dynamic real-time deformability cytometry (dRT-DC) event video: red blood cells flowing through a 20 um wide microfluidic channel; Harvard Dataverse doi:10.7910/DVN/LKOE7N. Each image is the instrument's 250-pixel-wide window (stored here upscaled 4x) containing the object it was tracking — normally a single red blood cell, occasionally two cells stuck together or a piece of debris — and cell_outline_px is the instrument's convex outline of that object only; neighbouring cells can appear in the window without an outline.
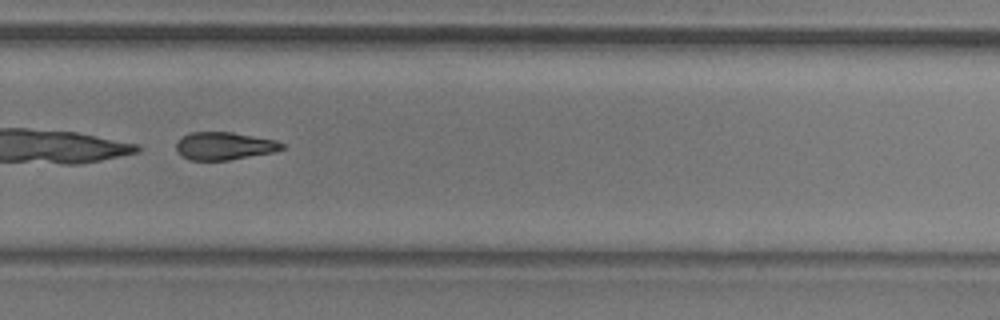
{"species": "common noctule bat (a hibernating species)", "species_latin": "Nyctalus noctula", "temperature_condition": "room temperature", "stored_images_in_passage": 36, "camera_frame_rate_fps": 3000, "um_per_image_px": 0.085, "animal": {"sex": "male", "body_mass_g": 20.5, "forearm_length_mm": 52.5}, "frame": {"image": 1, "passage_image": 21, "time_ms": 6.667, "image_size_px": [1000, 320], "cell_outline_px": [[284, 148], [276, 152], [228, 160], [188, 160], [180, 156], [176, 152], [176, 144], [188, 132], [232, 132], [276, 140], [284, 144]], "centroid_in_image_um": [19.06, 12.41], "position_along_channel_um": 310.7, "area_um2": 17.22}, "authors_computed_cell_mechanics": {"area_um2": 18.0336, "velocity_mm_per_s": 3.7693, "shape_relaxation_time_tau1_ms": 1.133, "shape_relaxation_time_tau2_ms": null, "deformation_change_tau1": 0.2646, "deformation_change_tau2": null}}